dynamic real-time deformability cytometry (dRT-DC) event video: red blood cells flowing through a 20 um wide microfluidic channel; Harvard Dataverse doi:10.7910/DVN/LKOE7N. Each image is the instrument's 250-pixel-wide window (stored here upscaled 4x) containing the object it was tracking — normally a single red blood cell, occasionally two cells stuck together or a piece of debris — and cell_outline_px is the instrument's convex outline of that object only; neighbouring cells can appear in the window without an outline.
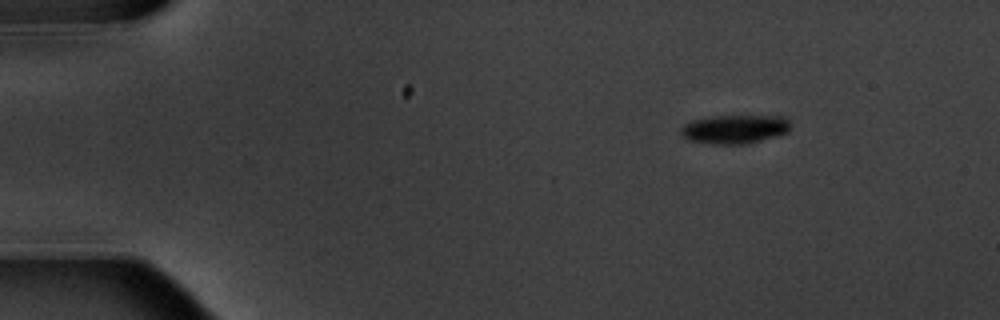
{"species": "common noctule bat (a hibernating species)", "species_latin": "Nyctalus noctula", "temperature_condition": "warm", "stored_images_in_passage": 5, "camera_frame_rate_fps": 3000, "um_per_image_px": 0.085, "animal": {"sex": "male", "body_mass_g": 20.1, "forearm_length_mm": 53.5}, "frame": {"image": 1, "passage_image": 2, "time_ms": 1.333, "image_size_px": [1000, 320], "cell_outline_px": [[788, 132], [776, 136], [744, 144], [712, 144], [688, 140], [680, 132], [680, 128], [684, 124], [692, 120], [712, 116], [784, 116], [788, 120]], "centroid_in_image_um": [62.41, 10.97], "position_along_channel_um": 22.6, "area_um2": 18.26}}
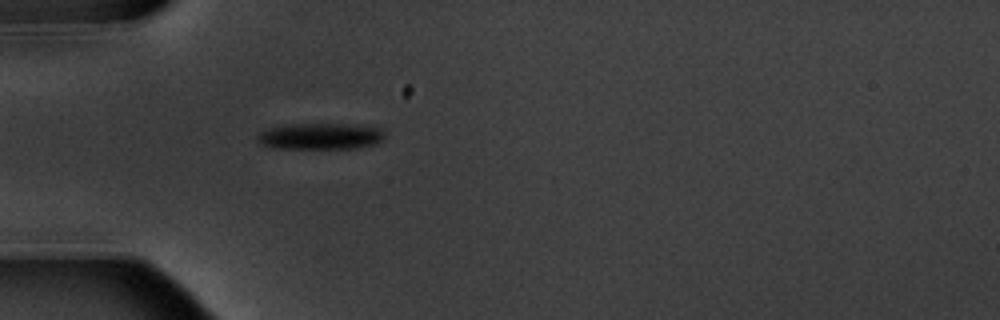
{"frame": {"image": 2, "passage_image": 5, "time_ms": 4.667, "image_size_px": [1000, 320], "cell_outline_px": [[384, 140], [376, 144], [356, 148], [272, 148], [260, 144], [256, 136], [260, 132], [272, 128], [288, 124], [344, 124], [380, 128], [384, 132]], "centroid_in_image_um": [27.24, 11.59], "position_along_channel_um": 57.8, "area_um2": 19.42}}